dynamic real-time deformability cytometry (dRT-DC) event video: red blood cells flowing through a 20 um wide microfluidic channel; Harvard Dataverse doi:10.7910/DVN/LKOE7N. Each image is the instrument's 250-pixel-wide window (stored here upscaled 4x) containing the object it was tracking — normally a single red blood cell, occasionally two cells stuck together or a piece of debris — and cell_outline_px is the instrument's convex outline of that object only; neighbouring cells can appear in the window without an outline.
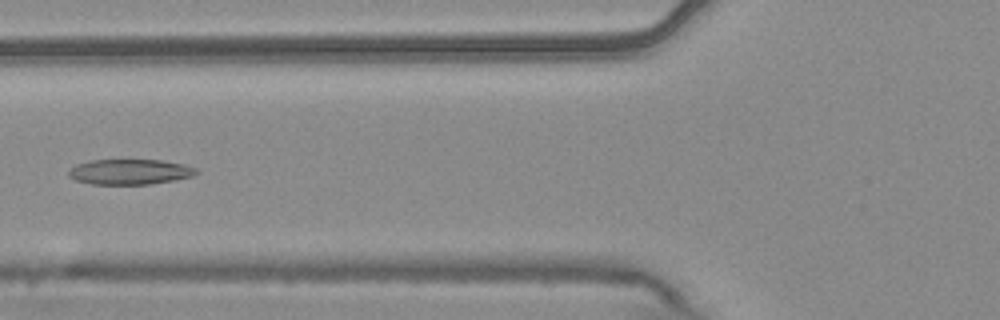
{"species": "common noctule bat (a hibernating species)", "species_latin": "Nyctalus noctula", "temperature_condition": "warm", "stored_images_in_passage": 5, "camera_frame_rate_fps": 3000, "um_per_image_px": 0.085, "animal": {"sex": "male", "body_mass_g": 20.4}, "frame": {"image": 1, "passage_image": 5, "time_ms": 1.333, "image_size_px": [1000, 320], "cell_outline_px": [[200, 172], [192, 176], [176, 180], [152, 184], [92, 184], [76, 180], [68, 176], [68, 172], [76, 164], [88, 160], [160, 160], [184, 164], [196, 168]], "centroid_in_image_um": [11.06, 14.6], "position_along_channel_um": 114.7, "area_um2": 18.9}}